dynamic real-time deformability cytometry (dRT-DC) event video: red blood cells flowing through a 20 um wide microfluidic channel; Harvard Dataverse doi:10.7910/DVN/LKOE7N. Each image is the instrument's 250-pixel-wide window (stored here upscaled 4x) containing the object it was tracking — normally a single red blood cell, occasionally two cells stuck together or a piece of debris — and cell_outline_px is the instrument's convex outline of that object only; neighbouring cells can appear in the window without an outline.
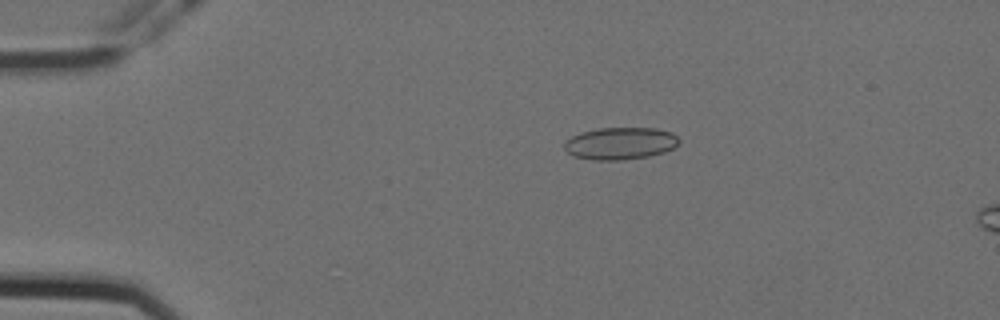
{"species": "Egyptian fruit bat (a non-hibernating species)", "species_latin": "Rousettus aegyptiacus", "temperature_condition": "cold", "stored_images_in_passage": 24, "camera_frame_rate_fps": 3000, "um_per_image_px": 0.085, "animal": {"sex": "female"}, "frame": {"image": 1, "passage_image": 3, "time_ms": 0.667, "image_size_px": [1000, 320], "cell_outline_px": [[680, 140], [672, 148], [664, 152], [648, 156], [624, 160], [592, 160], [572, 156], [564, 148], [564, 140], [580, 132], [596, 128], [656, 128], [672, 132]], "centroid_in_image_um": [52.68, 12.18], "position_along_channel_um": 32.3, "area_um2": 21.68}}
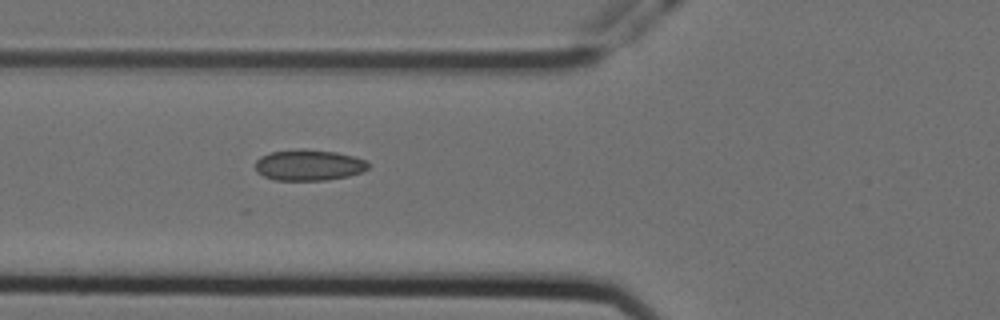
{"frame": {"image": 2, "passage_image": 13, "time_ms": 4.0, "image_size_px": [1000, 320], "cell_outline_px": [[368, 168], [360, 172], [348, 176], [324, 180], [276, 180], [264, 176], [256, 172], [256, 160], [260, 156], [272, 152], [300, 148], [304, 148], [336, 152], [352, 156], [364, 160], [368, 164]], "centroid_in_image_um": [26.21, 14.02], "position_along_channel_um": 99.6, "area_um2": 20.29}}
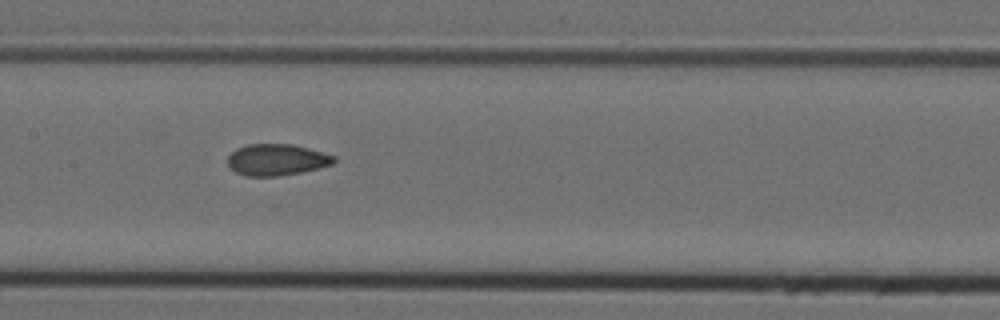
{"frame": {"image": 3, "passage_image": 20, "time_ms": 6.333, "image_size_px": [1000, 320], "cell_outline_px": [[336, 160], [332, 164], [320, 168], [300, 172], [276, 176], [244, 176], [236, 172], [228, 164], [228, 156], [236, 148], [248, 144], [292, 144], [308, 148], [336, 156]], "centroid_in_image_um": [23.52, 13.57], "position_along_channel_um": 183.9, "area_um2": 19.42}}